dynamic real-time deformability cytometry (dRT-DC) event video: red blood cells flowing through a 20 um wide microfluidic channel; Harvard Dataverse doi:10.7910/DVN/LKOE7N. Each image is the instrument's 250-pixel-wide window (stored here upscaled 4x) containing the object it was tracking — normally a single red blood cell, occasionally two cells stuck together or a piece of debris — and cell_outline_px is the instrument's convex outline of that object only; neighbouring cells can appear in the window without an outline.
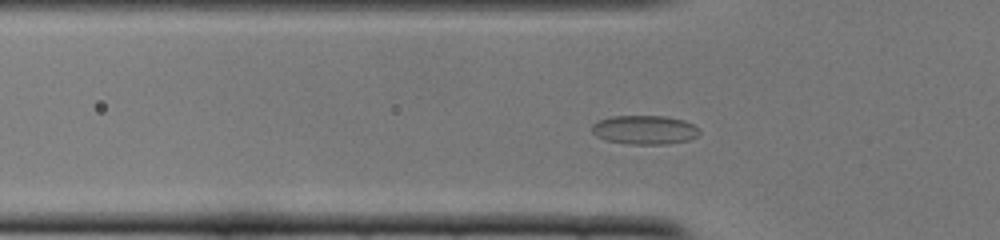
{"species": "common noctule bat (a hibernating species)", "species_latin": "Nyctalus noctula", "temperature_condition": "cold", "stored_images_in_passage": 47, "camera_frame_rate_fps": 3000, "um_per_image_px": 0.085, "animal": {"sex": "female", "body_mass_g": 22.0, "forearm_length_mm": 56.7}, "frame": {"image": 1, "passage_image": 12, "time_ms": 3.667, "image_size_px": [1000, 240], "cell_outline_px": [[700, 132], [696, 136], [688, 140], [664, 144], [628, 144], [608, 140], [596, 136], [592, 132], [592, 124], [600, 120], [612, 116], [664, 116], [684, 120], [700, 128]], "centroid_in_image_um": [54.8, 11.03], "position_along_channel_um": 71.0, "area_um2": 18.03}}
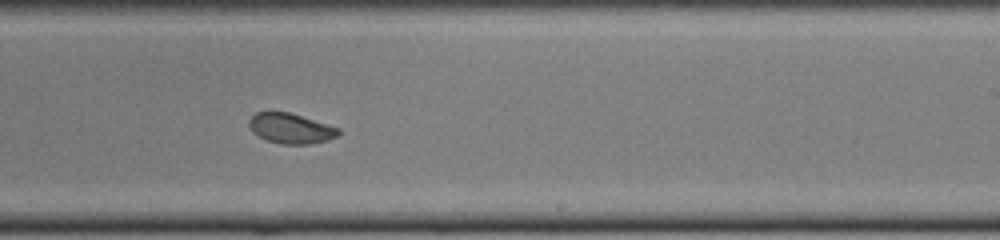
{"frame": {"image": 2, "passage_image": 27, "time_ms": 8.667, "image_size_px": [1000, 240], "cell_outline_px": [[340, 136], [328, 140], [312, 144], [280, 144], [268, 140], [252, 132], [248, 124], [248, 120], [256, 112], [288, 112], [340, 128]], "centroid_in_image_um": [24.74, 10.92], "position_along_channel_um": 264.3, "area_um2": 15.72}}
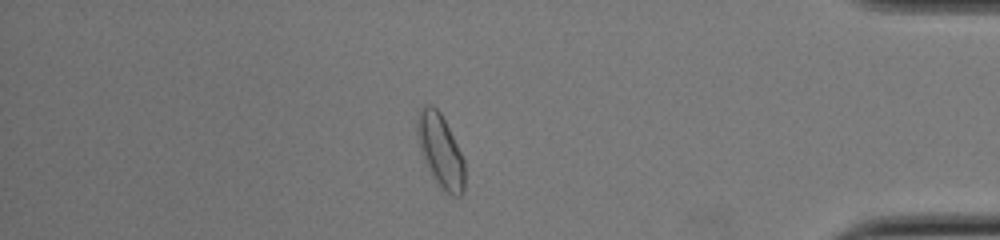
{"frame": {"image": 3, "passage_image": 40, "time_ms": 13.0, "image_size_px": [1000, 240], "cell_outline_px": [[464, 192], [460, 196], [452, 196], [440, 188], [428, 168], [420, 148], [416, 124], [420, 108], [424, 104], [432, 104], [440, 112], [464, 160]], "centroid_in_image_um": [37.44, 12.82], "position_along_channel_um": 397.8, "area_um2": 19.83}, "authors_computed_cell_mechanics": {"area_um2": 17.34, "velocity_mm_per_s": 3.8689, "shape_relaxation_time_tau1_ms": 5.1091, "shape_relaxation_time_tau2_ms": 1.0718, "deformation_change_tau1": 0.1199, "deformation_change_tau2": 0.057}}